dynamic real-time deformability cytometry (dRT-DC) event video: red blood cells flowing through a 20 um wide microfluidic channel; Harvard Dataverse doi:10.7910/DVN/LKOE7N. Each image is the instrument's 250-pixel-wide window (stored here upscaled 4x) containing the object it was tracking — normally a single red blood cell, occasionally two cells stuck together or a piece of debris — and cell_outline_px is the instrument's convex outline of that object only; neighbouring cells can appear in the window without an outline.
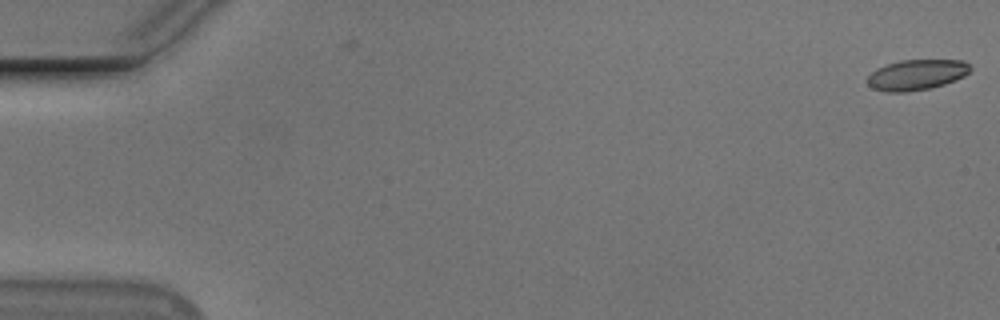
{"species": "Egyptian fruit bat (a non-hibernating species)", "species_latin": "Rousettus aegyptiacus", "temperature_condition": "cold", "stored_images_in_passage": 2, "camera_frame_rate_fps": 3000, "um_per_image_px": 0.085, "animal": {"sex": "male"}, "frame": {"image": 1, "passage_image": 2, "time_ms": 0.333, "image_size_px": [1000, 320], "cell_outline_px": [[972, 68], [964, 76], [944, 84], [928, 88], [904, 92], [884, 92], [872, 88], [864, 80], [876, 68], [900, 60], [964, 60]], "centroid_in_image_um": [77.87, 6.35], "position_along_channel_um": 7.1, "area_um2": 18.26}}